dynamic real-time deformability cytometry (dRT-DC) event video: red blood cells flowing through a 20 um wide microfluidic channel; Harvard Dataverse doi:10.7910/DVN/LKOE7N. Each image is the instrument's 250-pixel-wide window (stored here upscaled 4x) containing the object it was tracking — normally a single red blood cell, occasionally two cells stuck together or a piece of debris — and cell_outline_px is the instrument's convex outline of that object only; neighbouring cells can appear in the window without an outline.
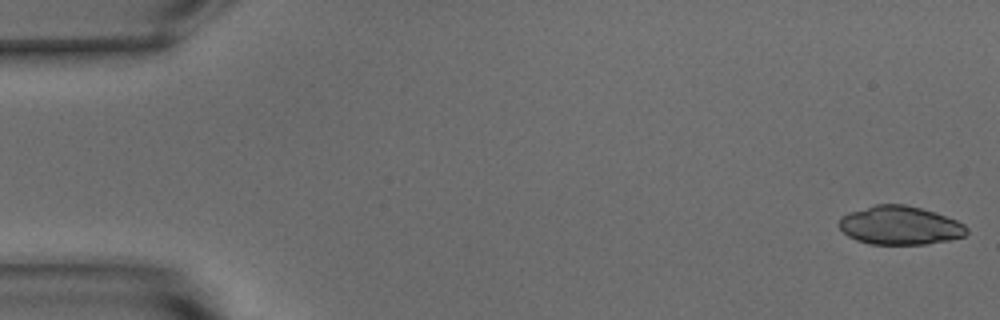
{"species": "common noctule bat (a hibernating species)", "species_latin": "Nyctalus noctula", "temperature_condition": "warm", "stored_images_in_passage": 15, "camera_frame_rate_fps": 3000, "um_per_image_px": 0.085, "animal": {"sex": "male", "body_mass_g": 15.6}, "frame": {"image": 1, "passage_image": 1, "time_ms": 0.0, "image_size_px": [1000, 320], "cell_outline_px": [[968, 232], [964, 236], [948, 240], [924, 244], [868, 244], [856, 240], [848, 236], [836, 224], [840, 216], [848, 212], [876, 204], [904, 204], [936, 212], [956, 220], [964, 224], [968, 228]], "centroid_in_image_um": [76.46, 19.15], "position_along_channel_um": 8.5, "area_um2": 28.9}}
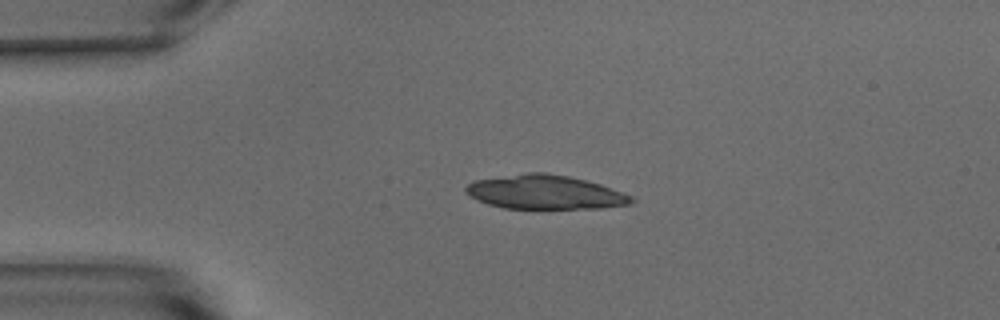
{"frame": {"image": 2, "passage_image": 12, "time_ms": 3.667, "image_size_px": [1000, 320], "cell_outline_px": [[636, 200], [628, 204], [600, 208], [504, 208], [488, 204], [476, 200], [468, 196], [464, 192], [464, 188], [472, 180], [528, 172], [544, 172], [568, 176], [600, 184], [612, 188], [632, 196]], "centroid_in_image_um": [46.26, 16.33], "position_along_channel_um": 38.7, "area_um2": 32.89}}